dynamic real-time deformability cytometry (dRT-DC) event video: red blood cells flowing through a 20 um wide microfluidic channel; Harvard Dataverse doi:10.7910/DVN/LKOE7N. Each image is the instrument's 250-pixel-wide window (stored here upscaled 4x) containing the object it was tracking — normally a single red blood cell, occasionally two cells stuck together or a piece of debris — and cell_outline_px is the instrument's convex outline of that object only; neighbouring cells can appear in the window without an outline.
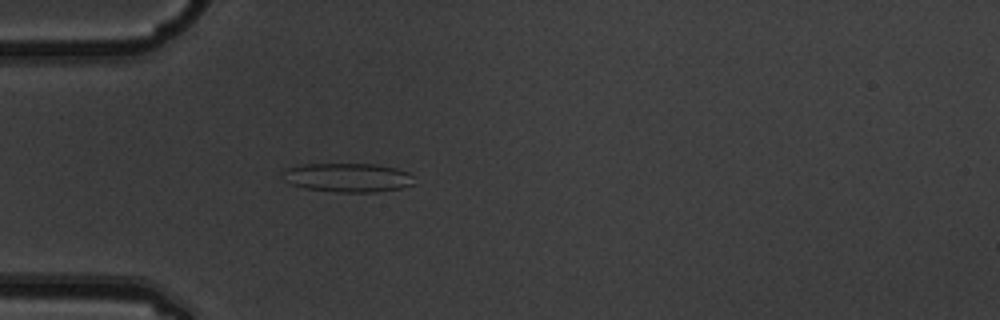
{"species": "common noctule bat (a hibernating species)", "species_latin": "Nyctalus noctula", "temperature_condition": "warm", "stored_images_in_passage": 4, "camera_frame_rate_fps": 3000, "um_per_image_px": 0.085, "animal": {"sex": "male", "body_mass_g": 19.5, "forearm_length_mm": 54.6}, "frame": {"image": 1, "passage_image": 4, "time_ms": 1.0, "image_size_px": [1000, 320], "cell_outline_px": [[412, 184], [400, 188], [376, 192], [336, 192], [308, 188], [292, 184], [284, 180], [280, 176], [280, 172], [284, 168], [304, 164], [376, 164], [396, 168], [408, 172], [412, 176]], "centroid_in_image_um": [29.5, 15.08], "position_along_channel_um": 55.5, "area_um2": 22.2}}